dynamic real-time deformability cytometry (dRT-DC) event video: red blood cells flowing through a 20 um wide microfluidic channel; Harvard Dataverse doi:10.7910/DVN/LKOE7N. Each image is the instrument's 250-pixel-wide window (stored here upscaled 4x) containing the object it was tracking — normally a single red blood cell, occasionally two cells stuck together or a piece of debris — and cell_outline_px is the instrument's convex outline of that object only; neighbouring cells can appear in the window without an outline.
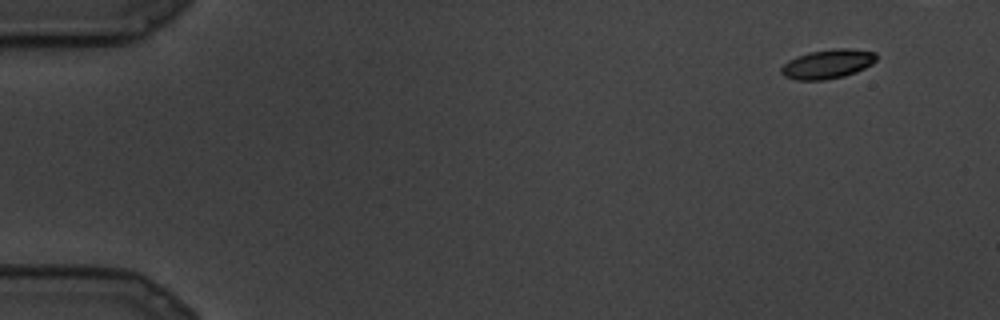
{"species": "common noctule bat (a hibernating species)", "species_latin": "Nyctalus noctula", "temperature_condition": "cold", "stored_images_in_passage": 22, "camera_frame_rate_fps": 3000, "um_per_image_px": 0.085, "animal": {"sex": "male", "body_mass_g": 19.5, "forearm_length_mm": 54.6}, "frame": {"image": 1, "passage_image": 2, "time_ms": 0.333, "image_size_px": [1000, 320], "cell_outline_px": [[876, 60], [872, 64], [856, 72], [844, 76], [824, 80], [796, 80], [784, 76], [780, 72], [780, 68], [788, 60], [796, 56], [808, 52], [836, 48], [844, 48], [876, 52]], "centroid_in_image_um": [70.32, 5.44], "position_along_channel_um": 14.7, "area_um2": 16.24}}
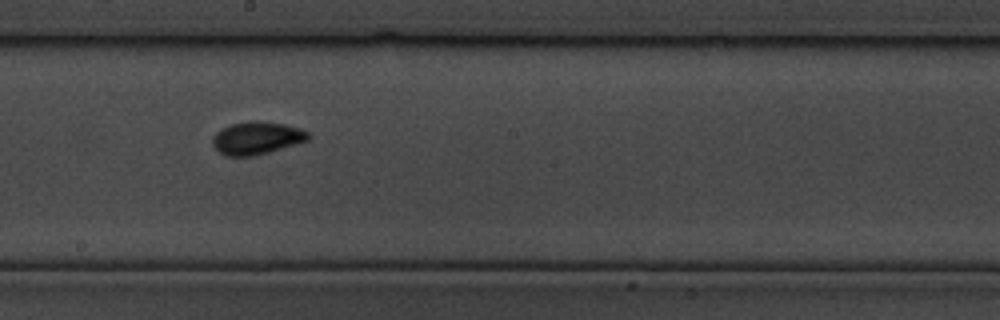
{"frame": {"image": 2, "passage_image": 15, "time_ms": 4.667, "image_size_px": [1000, 320], "cell_outline_px": [[312, 136], [308, 140], [296, 144], [268, 152], [252, 156], [224, 156], [216, 152], [212, 144], [212, 136], [220, 128], [232, 124], [248, 120], [256, 120], [284, 124], [300, 128], [308, 132]], "centroid_in_image_um": [21.78, 11.73], "position_along_channel_um": 226.4, "area_um2": 18.55}}
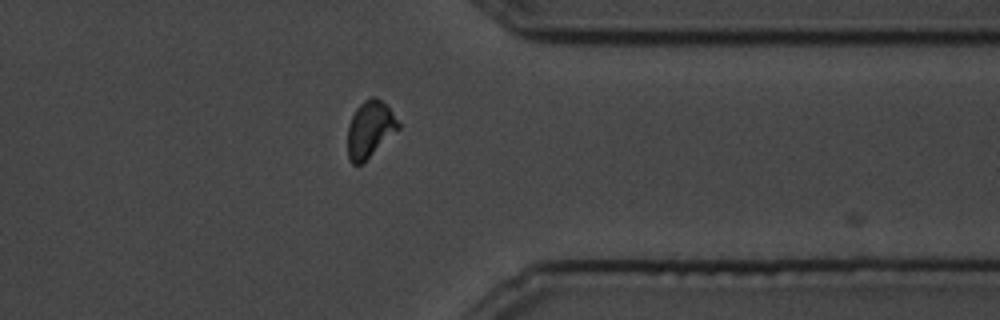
{"frame": {"image": 3, "passage_image": 21, "time_ms": 6.667, "image_size_px": [1000, 320], "cell_outline_px": [[400, 128], [360, 164], [352, 164], [348, 156], [348, 124], [356, 108], [364, 100], [372, 96], [376, 96], [388, 108], [400, 124]], "centroid_in_image_um": [31.42, 10.96], "position_along_channel_um": 380.0, "area_um2": 16.24}}